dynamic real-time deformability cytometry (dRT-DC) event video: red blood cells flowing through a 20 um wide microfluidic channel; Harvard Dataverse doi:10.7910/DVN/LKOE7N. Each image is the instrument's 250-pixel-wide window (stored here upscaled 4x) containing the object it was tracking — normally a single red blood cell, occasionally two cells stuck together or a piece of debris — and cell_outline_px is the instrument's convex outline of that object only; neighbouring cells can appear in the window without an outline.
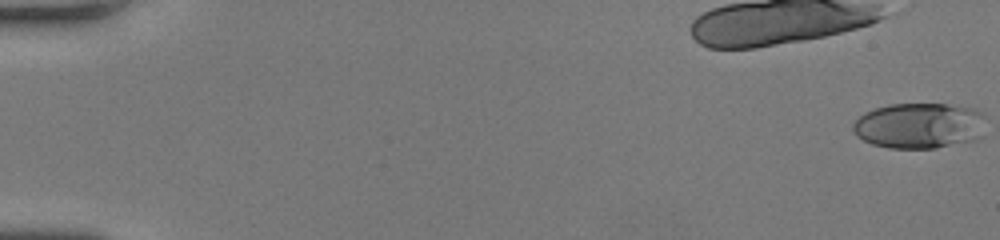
{"species": "human", "species_latin": "Homo sapiens", "temperature_condition": "room temperature", "stored_images_in_passage": 51, "camera_frame_rate_fps": 3000, "um_per_image_px": 0.085, "donor": {"sex": "female"}, "frame": {"image": 1, "passage_image": 1, "time_ms": 0.0, "image_size_px": [1000, 240], "cell_outline_px": [[984, 136], [976, 140], [936, 148], [888, 148], [872, 144], [856, 136], [852, 128], [852, 124], [864, 112], [876, 108], [892, 104], [948, 104], [972, 108], [984, 112]], "centroid_in_image_um": [78.18, 10.69], "position_along_channel_um": 6.8, "area_um2": 35.78}}
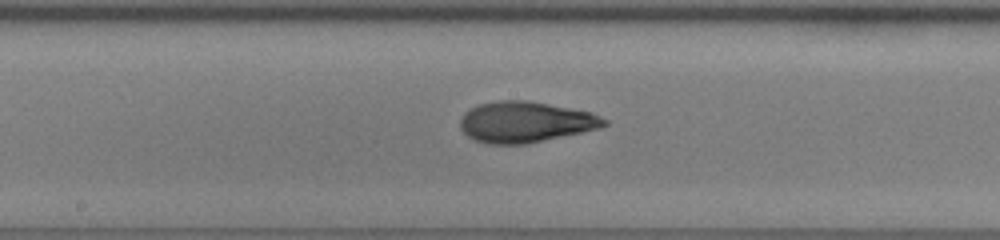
{"frame": {"image": 2, "passage_image": 29, "time_ms": 9.333, "image_size_px": [1000, 240], "cell_outline_px": [[608, 124], [600, 128], [524, 144], [488, 144], [476, 140], [468, 136], [460, 128], [460, 116], [464, 112], [480, 104], [500, 100], [528, 100], [592, 112], [608, 120]], "centroid_in_image_um": [44.66, 10.36], "position_along_channel_um": 203.5, "area_um2": 34.16}}
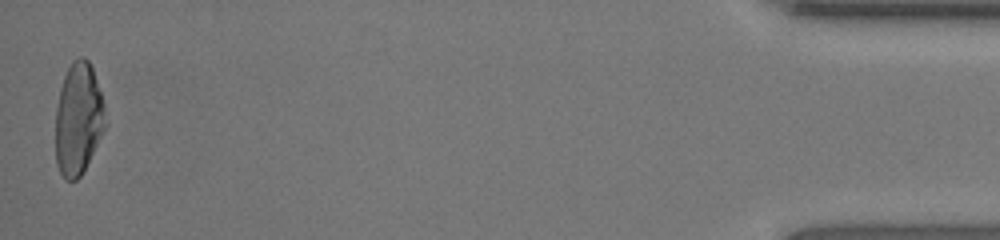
{"frame": {"image": 3, "passage_image": 51, "time_ms": 16.667, "image_size_px": [1000, 240], "cell_outline_px": [[108, 124], [80, 176], [76, 180], [64, 180], [56, 164], [56, 108], [60, 88], [64, 76], [72, 60], [80, 56], [84, 56], [88, 60], [92, 68], [104, 104]], "centroid_in_image_um": [6.66, 10.1], "position_along_channel_um": 428.5, "area_um2": 32.66}, "authors_computed_cell_mechanics": {"area_um2": 33.5818, "velocity_mm_per_s": 4.2647, "shape_relaxation_time_tau1_ms": 4.3596, "shape_relaxation_time_tau2_ms": 1.0542, "deformation_change_tau1": 0.2257, "deformation_change_tau2": 0.0695}}